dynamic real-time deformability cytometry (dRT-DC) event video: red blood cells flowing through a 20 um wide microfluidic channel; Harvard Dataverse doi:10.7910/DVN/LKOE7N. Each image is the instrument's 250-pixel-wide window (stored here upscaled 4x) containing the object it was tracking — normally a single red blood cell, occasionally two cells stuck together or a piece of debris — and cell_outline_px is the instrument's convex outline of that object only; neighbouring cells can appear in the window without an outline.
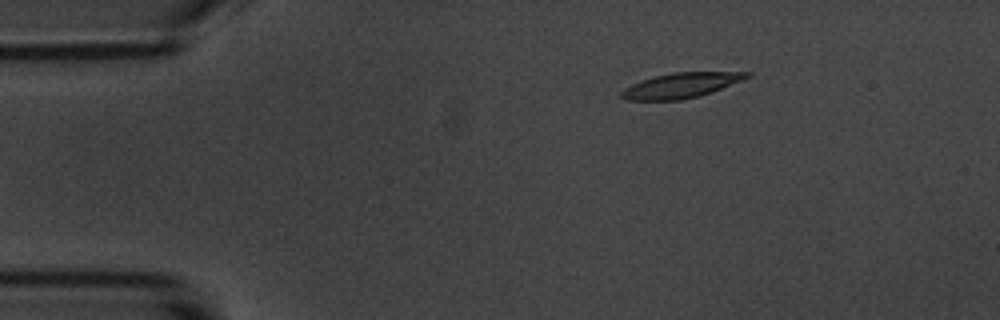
{"species": "common noctule bat (a hibernating species)", "species_latin": "Nyctalus noctula", "temperature_condition": "room temperature", "stored_images_in_passage": 3, "camera_frame_rate_fps": 3000, "um_per_image_px": 0.085, "animal": {"sex": "male", "body_mass_g": 20.1, "forearm_length_mm": 53.5}, "frame": {"image": 1, "passage_image": 1, "time_ms": 0.0, "image_size_px": [1000, 320], "cell_outline_px": [[752, 76], [744, 80], [712, 92], [700, 96], [680, 100], [628, 100], [620, 96], [620, 92], [624, 88], [632, 84], [656, 76], [672, 72], [752, 72]], "centroid_in_image_um": [57.94, 7.26], "position_along_channel_um": 27.1, "area_um2": 18.32}}